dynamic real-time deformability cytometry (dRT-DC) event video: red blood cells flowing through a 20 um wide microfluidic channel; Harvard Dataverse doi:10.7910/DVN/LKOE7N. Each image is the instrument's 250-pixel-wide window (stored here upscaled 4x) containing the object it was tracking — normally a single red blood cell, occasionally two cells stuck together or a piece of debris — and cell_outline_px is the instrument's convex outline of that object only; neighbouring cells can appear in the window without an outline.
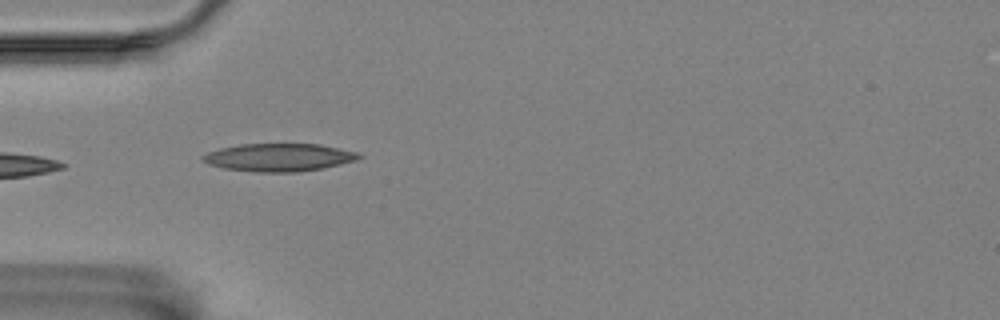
{"species": "Egyptian fruit bat (a non-hibernating species)", "species_latin": "Rousettus aegyptiacus", "temperature_condition": "room temperature", "stored_images_in_passage": 5, "camera_frame_rate_fps": 3000, "um_per_image_px": 0.085, "animal": {"sex": "female"}, "frame": {"image": 1, "passage_image": 4, "time_ms": 3.667, "image_size_px": [1000, 320], "cell_outline_px": [[364, 156], [356, 160], [340, 164], [320, 168], [296, 172], [256, 172], [224, 168], [208, 164], [200, 160], [200, 156], [208, 152], [220, 148], [240, 144], [320, 144], [360, 152]], "centroid_in_image_um": [23.7, 13.37], "position_along_channel_um": 61.3, "area_um2": 25.43}}
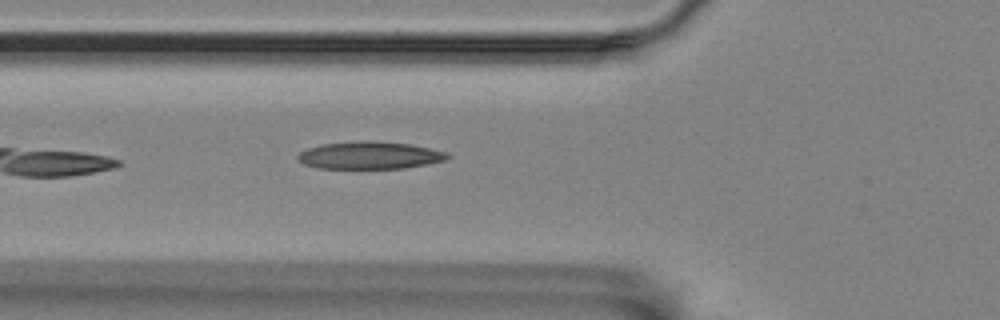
{"frame": {"image": 2, "passage_image": 5, "time_ms": 4.667, "image_size_px": [1000, 320], "cell_outline_px": [[452, 156], [444, 160], [428, 164], [404, 168], [320, 168], [304, 164], [296, 156], [300, 152], [308, 148], [320, 144], [360, 140], [368, 140], [412, 144], [448, 152]], "centroid_in_image_um": [31.45, 13.19], "position_along_channel_um": 94.3, "area_um2": 24.04}}